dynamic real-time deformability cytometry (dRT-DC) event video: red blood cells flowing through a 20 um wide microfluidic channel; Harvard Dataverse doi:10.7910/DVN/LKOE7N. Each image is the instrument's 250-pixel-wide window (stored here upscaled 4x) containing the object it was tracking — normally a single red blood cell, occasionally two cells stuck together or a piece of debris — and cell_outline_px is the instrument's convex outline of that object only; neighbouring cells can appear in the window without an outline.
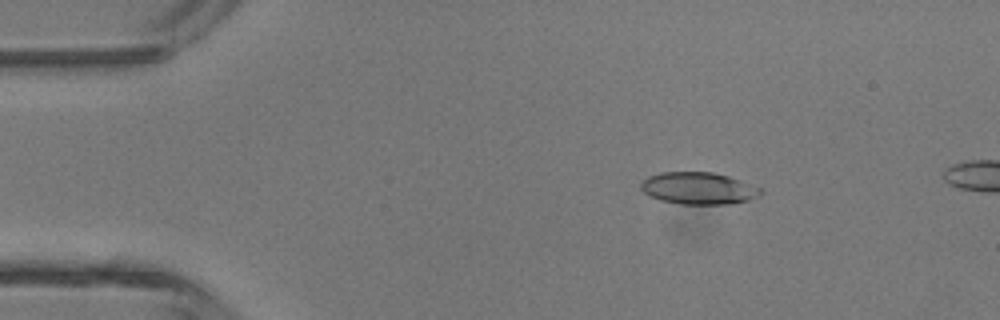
{"species": "common noctule bat (a hibernating species)", "species_latin": "Nyctalus noctula", "temperature_condition": "room temperature", "stored_images_in_passage": 12, "camera_frame_rate_fps": 3000, "um_per_image_px": 0.085, "animal": {"sex": "male", "body_mass_g": 13.3}, "frame": {"image": 1, "passage_image": 7, "time_ms": 2.0, "image_size_px": [1000, 320], "cell_outline_px": [[764, 192], [760, 196], [748, 200], [732, 204], [680, 204], [660, 200], [644, 192], [640, 188], [640, 184], [648, 176], [660, 172], [712, 172], [728, 176], [740, 180], [760, 188]], "centroid_in_image_um": [59.39, 16.01], "position_along_channel_um": 25.6, "area_um2": 22.37}}